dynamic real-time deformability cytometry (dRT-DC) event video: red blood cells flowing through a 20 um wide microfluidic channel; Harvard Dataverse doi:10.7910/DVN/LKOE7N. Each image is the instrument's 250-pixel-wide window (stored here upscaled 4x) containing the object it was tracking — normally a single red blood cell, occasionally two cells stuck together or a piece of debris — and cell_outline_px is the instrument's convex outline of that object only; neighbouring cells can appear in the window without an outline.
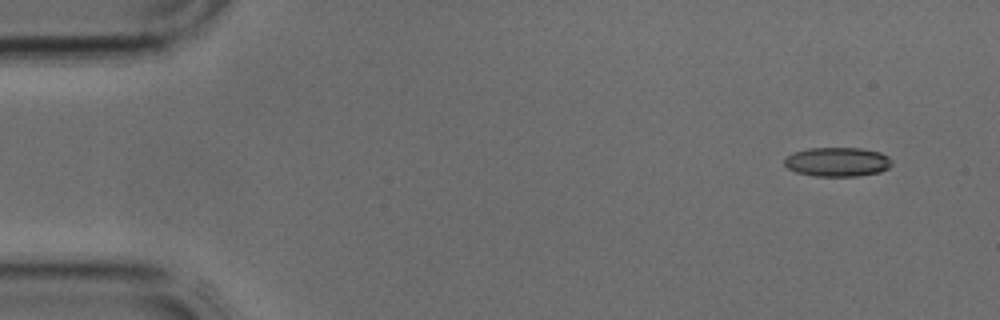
{"species": "common noctule bat (a hibernating species)", "species_latin": "Nyctalus noctula", "temperature_condition": "cold", "stored_images_in_passage": 3, "camera_frame_rate_fps": 3000, "um_per_image_px": 0.085, "animal": {"sex": "male", "body_mass_g": 17.9, "forearm_length_mm": 54.2}, "frame": {"image": 1, "passage_image": 1, "time_ms": 0.0, "image_size_px": [1000, 320], "cell_outline_px": [[892, 164], [888, 168], [880, 172], [856, 176], [816, 176], [796, 172], [788, 168], [784, 164], [784, 160], [788, 156], [796, 152], [808, 148], [860, 148], [880, 152], [888, 156], [892, 160]], "centroid_in_image_um": [71.21, 13.76], "position_along_channel_um": 13.8, "area_um2": 18.21}}